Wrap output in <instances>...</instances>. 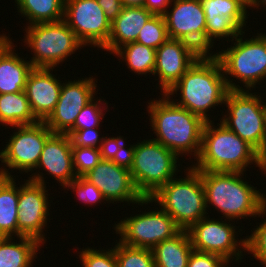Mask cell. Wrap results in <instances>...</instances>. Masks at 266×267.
Returning <instances> with one entry per match:
<instances>
[{
    "label": "cell",
    "mask_w": 266,
    "mask_h": 267,
    "mask_svg": "<svg viewBox=\"0 0 266 267\" xmlns=\"http://www.w3.org/2000/svg\"><path fill=\"white\" fill-rule=\"evenodd\" d=\"M205 189L206 208L215 206L230 219L266 215V195L259 193L240 176V171L198 170ZM242 174V175H241Z\"/></svg>",
    "instance_id": "7a4b0ae2"
},
{
    "label": "cell",
    "mask_w": 266,
    "mask_h": 267,
    "mask_svg": "<svg viewBox=\"0 0 266 267\" xmlns=\"http://www.w3.org/2000/svg\"><path fill=\"white\" fill-rule=\"evenodd\" d=\"M234 227L224 221L209 220L204 217L193 224L187 232L194 250L218 254L230 262L233 256L236 257L235 261L242 259V251L237 248L239 245L246 250V239H241L242 241L238 243Z\"/></svg>",
    "instance_id": "2e32d148"
},
{
    "label": "cell",
    "mask_w": 266,
    "mask_h": 267,
    "mask_svg": "<svg viewBox=\"0 0 266 267\" xmlns=\"http://www.w3.org/2000/svg\"><path fill=\"white\" fill-rule=\"evenodd\" d=\"M41 176L36 173L19 187L17 221L18 238L32 237L43 244L45 238L42 232L49 215V202L45 180Z\"/></svg>",
    "instance_id": "7c38bea8"
},
{
    "label": "cell",
    "mask_w": 266,
    "mask_h": 267,
    "mask_svg": "<svg viewBox=\"0 0 266 267\" xmlns=\"http://www.w3.org/2000/svg\"><path fill=\"white\" fill-rule=\"evenodd\" d=\"M64 21L83 46L102 48L108 42L111 24L97 0H65Z\"/></svg>",
    "instance_id": "5bb4252c"
},
{
    "label": "cell",
    "mask_w": 266,
    "mask_h": 267,
    "mask_svg": "<svg viewBox=\"0 0 266 267\" xmlns=\"http://www.w3.org/2000/svg\"><path fill=\"white\" fill-rule=\"evenodd\" d=\"M29 25L64 20L65 0H15Z\"/></svg>",
    "instance_id": "4316f807"
},
{
    "label": "cell",
    "mask_w": 266,
    "mask_h": 267,
    "mask_svg": "<svg viewBox=\"0 0 266 267\" xmlns=\"http://www.w3.org/2000/svg\"><path fill=\"white\" fill-rule=\"evenodd\" d=\"M200 3L206 18L234 19L241 27L246 25L247 0H200Z\"/></svg>",
    "instance_id": "f1b7e54d"
},
{
    "label": "cell",
    "mask_w": 266,
    "mask_h": 267,
    "mask_svg": "<svg viewBox=\"0 0 266 267\" xmlns=\"http://www.w3.org/2000/svg\"><path fill=\"white\" fill-rule=\"evenodd\" d=\"M94 81L89 77L62 84L54 110L43 121L53 133L66 134L74 126L80 111L94 98L97 86Z\"/></svg>",
    "instance_id": "e0dca14e"
},
{
    "label": "cell",
    "mask_w": 266,
    "mask_h": 267,
    "mask_svg": "<svg viewBox=\"0 0 266 267\" xmlns=\"http://www.w3.org/2000/svg\"><path fill=\"white\" fill-rule=\"evenodd\" d=\"M187 171L186 178H172L150 197L182 230H188L208 214L200 172L193 167Z\"/></svg>",
    "instance_id": "8992f818"
},
{
    "label": "cell",
    "mask_w": 266,
    "mask_h": 267,
    "mask_svg": "<svg viewBox=\"0 0 266 267\" xmlns=\"http://www.w3.org/2000/svg\"><path fill=\"white\" fill-rule=\"evenodd\" d=\"M53 68H34L28 75L25 93L32 113L39 121H44L54 110L60 97L61 81L50 72Z\"/></svg>",
    "instance_id": "d6986e66"
},
{
    "label": "cell",
    "mask_w": 266,
    "mask_h": 267,
    "mask_svg": "<svg viewBox=\"0 0 266 267\" xmlns=\"http://www.w3.org/2000/svg\"><path fill=\"white\" fill-rule=\"evenodd\" d=\"M152 16L144 7H124L111 23L108 42L101 49L114 54L121 45L135 42L141 29Z\"/></svg>",
    "instance_id": "7402d4cb"
},
{
    "label": "cell",
    "mask_w": 266,
    "mask_h": 267,
    "mask_svg": "<svg viewBox=\"0 0 266 267\" xmlns=\"http://www.w3.org/2000/svg\"><path fill=\"white\" fill-rule=\"evenodd\" d=\"M71 187L73 189V192L76 191L78 195V198L81 201H84V203H98L101 200H106L102 194V192L92 183H90L88 180H86L84 177H77L75 180L70 182L66 188ZM75 189V190H74Z\"/></svg>",
    "instance_id": "74e56055"
},
{
    "label": "cell",
    "mask_w": 266,
    "mask_h": 267,
    "mask_svg": "<svg viewBox=\"0 0 266 267\" xmlns=\"http://www.w3.org/2000/svg\"><path fill=\"white\" fill-rule=\"evenodd\" d=\"M5 169L0 168V237H18L19 187Z\"/></svg>",
    "instance_id": "603a6c76"
},
{
    "label": "cell",
    "mask_w": 266,
    "mask_h": 267,
    "mask_svg": "<svg viewBox=\"0 0 266 267\" xmlns=\"http://www.w3.org/2000/svg\"><path fill=\"white\" fill-rule=\"evenodd\" d=\"M115 226V231L121 236L119 242L130 247L151 250L158 243L171 239L182 231L162 208L128 217Z\"/></svg>",
    "instance_id": "8fae6325"
},
{
    "label": "cell",
    "mask_w": 266,
    "mask_h": 267,
    "mask_svg": "<svg viewBox=\"0 0 266 267\" xmlns=\"http://www.w3.org/2000/svg\"><path fill=\"white\" fill-rule=\"evenodd\" d=\"M206 121L202 130L201 149L197 157L196 170L246 171L245 167L256 163L264 171V158L248 142L229 130L222 122L213 127Z\"/></svg>",
    "instance_id": "277c9868"
},
{
    "label": "cell",
    "mask_w": 266,
    "mask_h": 267,
    "mask_svg": "<svg viewBox=\"0 0 266 267\" xmlns=\"http://www.w3.org/2000/svg\"><path fill=\"white\" fill-rule=\"evenodd\" d=\"M91 100L76 117L74 126L70 130H84L97 128L103 119L104 113L100 104ZM99 104V105H98Z\"/></svg>",
    "instance_id": "d590c367"
},
{
    "label": "cell",
    "mask_w": 266,
    "mask_h": 267,
    "mask_svg": "<svg viewBox=\"0 0 266 267\" xmlns=\"http://www.w3.org/2000/svg\"><path fill=\"white\" fill-rule=\"evenodd\" d=\"M83 177L102 192L106 201H130L138 205L154 202L151 198H143L136 189L126 157L119 146L107 153Z\"/></svg>",
    "instance_id": "9c48e42d"
},
{
    "label": "cell",
    "mask_w": 266,
    "mask_h": 267,
    "mask_svg": "<svg viewBox=\"0 0 266 267\" xmlns=\"http://www.w3.org/2000/svg\"><path fill=\"white\" fill-rule=\"evenodd\" d=\"M227 263L229 262L218 254L193 249L187 267H224Z\"/></svg>",
    "instance_id": "f35d334b"
},
{
    "label": "cell",
    "mask_w": 266,
    "mask_h": 267,
    "mask_svg": "<svg viewBox=\"0 0 266 267\" xmlns=\"http://www.w3.org/2000/svg\"><path fill=\"white\" fill-rule=\"evenodd\" d=\"M173 0H145L144 8L153 15H164Z\"/></svg>",
    "instance_id": "60d3db41"
},
{
    "label": "cell",
    "mask_w": 266,
    "mask_h": 267,
    "mask_svg": "<svg viewBox=\"0 0 266 267\" xmlns=\"http://www.w3.org/2000/svg\"><path fill=\"white\" fill-rule=\"evenodd\" d=\"M114 54L125 59L128 68L135 73H154L156 50L151 47L132 42L121 46Z\"/></svg>",
    "instance_id": "83f0119b"
},
{
    "label": "cell",
    "mask_w": 266,
    "mask_h": 267,
    "mask_svg": "<svg viewBox=\"0 0 266 267\" xmlns=\"http://www.w3.org/2000/svg\"><path fill=\"white\" fill-rule=\"evenodd\" d=\"M38 122L32 113L25 91L0 94V123L17 127Z\"/></svg>",
    "instance_id": "484cf974"
},
{
    "label": "cell",
    "mask_w": 266,
    "mask_h": 267,
    "mask_svg": "<svg viewBox=\"0 0 266 267\" xmlns=\"http://www.w3.org/2000/svg\"><path fill=\"white\" fill-rule=\"evenodd\" d=\"M25 35L24 42L34 51V68L54 69L83 45L64 20L29 25Z\"/></svg>",
    "instance_id": "ba28073f"
},
{
    "label": "cell",
    "mask_w": 266,
    "mask_h": 267,
    "mask_svg": "<svg viewBox=\"0 0 266 267\" xmlns=\"http://www.w3.org/2000/svg\"><path fill=\"white\" fill-rule=\"evenodd\" d=\"M261 102L260 96L248 90H230L225 99L229 114L224 115L220 122L253 146L265 159L266 103Z\"/></svg>",
    "instance_id": "52a82bcc"
},
{
    "label": "cell",
    "mask_w": 266,
    "mask_h": 267,
    "mask_svg": "<svg viewBox=\"0 0 266 267\" xmlns=\"http://www.w3.org/2000/svg\"><path fill=\"white\" fill-rule=\"evenodd\" d=\"M124 139L118 136L133 182L143 198H150L174 177L178 157L174 152L152 139L124 148Z\"/></svg>",
    "instance_id": "5b68a950"
},
{
    "label": "cell",
    "mask_w": 266,
    "mask_h": 267,
    "mask_svg": "<svg viewBox=\"0 0 266 267\" xmlns=\"http://www.w3.org/2000/svg\"><path fill=\"white\" fill-rule=\"evenodd\" d=\"M43 167L66 187L77 178L72 160V141L68 134L53 133L45 142L36 169Z\"/></svg>",
    "instance_id": "ffe728a7"
},
{
    "label": "cell",
    "mask_w": 266,
    "mask_h": 267,
    "mask_svg": "<svg viewBox=\"0 0 266 267\" xmlns=\"http://www.w3.org/2000/svg\"><path fill=\"white\" fill-rule=\"evenodd\" d=\"M262 222L252 234L247 236L246 250L251 252L256 259L260 260L261 264L266 267V219Z\"/></svg>",
    "instance_id": "8d00e7d4"
},
{
    "label": "cell",
    "mask_w": 266,
    "mask_h": 267,
    "mask_svg": "<svg viewBox=\"0 0 266 267\" xmlns=\"http://www.w3.org/2000/svg\"><path fill=\"white\" fill-rule=\"evenodd\" d=\"M9 39L6 35H0V94L24 91L28 75L34 69L30 61L14 53L13 43Z\"/></svg>",
    "instance_id": "44dd1931"
},
{
    "label": "cell",
    "mask_w": 266,
    "mask_h": 267,
    "mask_svg": "<svg viewBox=\"0 0 266 267\" xmlns=\"http://www.w3.org/2000/svg\"><path fill=\"white\" fill-rule=\"evenodd\" d=\"M66 134L70 136L72 144L74 146L98 149H114L118 146V136L116 138H100L98 131L95 128L84 130H69ZM98 142L100 143L99 145L97 144Z\"/></svg>",
    "instance_id": "836d02e7"
},
{
    "label": "cell",
    "mask_w": 266,
    "mask_h": 267,
    "mask_svg": "<svg viewBox=\"0 0 266 267\" xmlns=\"http://www.w3.org/2000/svg\"><path fill=\"white\" fill-rule=\"evenodd\" d=\"M168 38L164 16L153 15L141 29L135 42L156 50Z\"/></svg>",
    "instance_id": "d6a6232c"
},
{
    "label": "cell",
    "mask_w": 266,
    "mask_h": 267,
    "mask_svg": "<svg viewBox=\"0 0 266 267\" xmlns=\"http://www.w3.org/2000/svg\"><path fill=\"white\" fill-rule=\"evenodd\" d=\"M98 5L104 10V15L110 24L124 8L121 0H97Z\"/></svg>",
    "instance_id": "ab89813d"
},
{
    "label": "cell",
    "mask_w": 266,
    "mask_h": 267,
    "mask_svg": "<svg viewBox=\"0 0 266 267\" xmlns=\"http://www.w3.org/2000/svg\"><path fill=\"white\" fill-rule=\"evenodd\" d=\"M18 132L11 135L8 144L0 152L5 166L19 171L35 170L46 140L53 134L43 121L32 125L17 126Z\"/></svg>",
    "instance_id": "4fadbf2b"
},
{
    "label": "cell",
    "mask_w": 266,
    "mask_h": 267,
    "mask_svg": "<svg viewBox=\"0 0 266 267\" xmlns=\"http://www.w3.org/2000/svg\"><path fill=\"white\" fill-rule=\"evenodd\" d=\"M261 3V4H260ZM266 5V0H247V7H259V5Z\"/></svg>",
    "instance_id": "7bdbcfd3"
},
{
    "label": "cell",
    "mask_w": 266,
    "mask_h": 267,
    "mask_svg": "<svg viewBox=\"0 0 266 267\" xmlns=\"http://www.w3.org/2000/svg\"><path fill=\"white\" fill-rule=\"evenodd\" d=\"M163 15L170 39L184 40L206 54V17L200 0H173Z\"/></svg>",
    "instance_id": "9a60e30c"
},
{
    "label": "cell",
    "mask_w": 266,
    "mask_h": 267,
    "mask_svg": "<svg viewBox=\"0 0 266 267\" xmlns=\"http://www.w3.org/2000/svg\"><path fill=\"white\" fill-rule=\"evenodd\" d=\"M105 250H94L85 248L80 252V260L84 267H118V263L115 257V247L113 249Z\"/></svg>",
    "instance_id": "e575fe53"
},
{
    "label": "cell",
    "mask_w": 266,
    "mask_h": 267,
    "mask_svg": "<svg viewBox=\"0 0 266 267\" xmlns=\"http://www.w3.org/2000/svg\"><path fill=\"white\" fill-rule=\"evenodd\" d=\"M169 99L170 97L164 94L163 99H154L151 104L148 103L152 130L157 136L152 140L161 143L177 156L194 152L197 159L205 121Z\"/></svg>",
    "instance_id": "3957f363"
},
{
    "label": "cell",
    "mask_w": 266,
    "mask_h": 267,
    "mask_svg": "<svg viewBox=\"0 0 266 267\" xmlns=\"http://www.w3.org/2000/svg\"><path fill=\"white\" fill-rule=\"evenodd\" d=\"M240 35L243 33L235 38V46L227 47L224 52L214 55L221 63L224 75L241 79L249 91L266 78V35L260 33L245 41Z\"/></svg>",
    "instance_id": "30bf717a"
},
{
    "label": "cell",
    "mask_w": 266,
    "mask_h": 267,
    "mask_svg": "<svg viewBox=\"0 0 266 267\" xmlns=\"http://www.w3.org/2000/svg\"><path fill=\"white\" fill-rule=\"evenodd\" d=\"M192 250L188 232L182 230L152 249L155 267H187Z\"/></svg>",
    "instance_id": "cb8c5ba5"
},
{
    "label": "cell",
    "mask_w": 266,
    "mask_h": 267,
    "mask_svg": "<svg viewBox=\"0 0 266 267\" xmlns=\"http://www.w3.org/2000/svg\"><path fill=\"white\" fill-rule=\"evenodd\" d=\"M241 88L225 77L215 55L202 54L166 95L170 97L180 89L182 100L174 103L206 122L210 120L206 114L209 108L224 104L230 90H244Z\"/></svg>",
    "instance_id": "6da1fadb"
},
{
    "label": "cell",
    "mask_w": 266,
    "mask_h": 267,
    "mask_svg": "<svg viewBox=\"0 0 266 267\" xmlns=\"http://www.w3.org/2000/svg\"><path fill=\"white\" fill-rule=\"evenodd\" d=\"M12 237H0V267H31L36 257L38 247L37 239L21 236L19 243L11 241Z\"/></svg>",
    "instance_id": "d4e9b609"
},
{
    "label": "cell",
    "mask_w": 266,
    "mask_h": 267,
    "mask_svg": "<svg viewBox=\"0 0 266 267\" xmlns=\"http://www.w3.org/2000/svg\"><path fill=\"white\" fill-rule=\"evenodd\" d=\"M124 7H144L145 0H121Z\"/></svg>",
    "instance_id": "b9f144b4"
},
{
    "label": "cell",
    "mask_w": 266,
    "mask_h": 267,
    "mask_svg": "<svg viewBox=\"0 0 266 267\" xmlns=\"http://www.w3.org/2000/svg\"><path fill=\"white\" fill-rule=\"evenodd\" d=\"M242 27L234 19L224 18H206V54H210V48L213 46V38H223L232 36L234 38L239 36L242 31Z\"/></svg>",
    "instance_id": "1f68e13d"
},
{
    "label": "cell",
    "mask_w": 266,
    "mask_h": 267,
    "mask_svg": "<svg viewBox=\"0 0 266 267\" xmlns=\"http://www.w3.org/2000/svg\"><path fill=\"white\" fill-rule=\"evenodd\" d=\"M115 257L118 267H155L151 249L130 247L119 242L115 246Z\"/></svg>",
    "instance_id": "f546056e"
},
{
    "label": "cell",
    "mask_w": 266,
    "mask_h": 267,
    "mask_svg": "<svg viewBox=\"0 0 266 267\" xmlns=\"http://www.w3.org/2000/svg\"><path fill=\"white\" fill-rule=\"evenodd\" d=\"M112 150L113 149L79 147L72 144V160L76 176L83 177Z\"/></svg>",
    "instance_id": "4dcf8cb0"
},
{
    "label": "cell",
    "mask_w": 266,
    "mask_h": 267,
    "mask_svg": "<svg viewBox=\"0 0 266 267\" xmlns=\"http://www.w3.org/2000/svg\"><path fill=\"white\" fill-rule=\"evenodd\" d=\"M264 171H266V158L264 159Z\"/></svg>",
    "instance_id": "ee69618b"
},
{
    "label": "cell",
    "mask_w": 266,
    "mask_h": 267,
    "mask_svg": "<svg viewBox=\"0 0 266 267\" xmlns=\"http://www.w3.org/2000/svg\"><path fill=\"white\" fill-rule=\"evenodd\" d=\"M201 55L198 49L184 40L168 38L158 47L153 75L158 74L162 93L166 94Z\"/></svg>",
    "instance_id": "ac0fdd59"
}]
</instances>
